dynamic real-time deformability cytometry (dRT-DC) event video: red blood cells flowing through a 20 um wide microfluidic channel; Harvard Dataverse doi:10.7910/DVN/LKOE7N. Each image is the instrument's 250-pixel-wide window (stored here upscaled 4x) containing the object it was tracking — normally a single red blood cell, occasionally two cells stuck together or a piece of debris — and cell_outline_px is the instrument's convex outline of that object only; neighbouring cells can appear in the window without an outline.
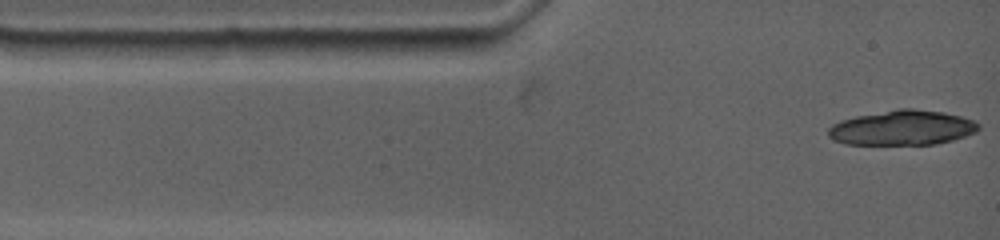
{"species": "common noctule bat (a hibernating species)", "species_latin": "Nyctalus noctula", "temperature_condition": "warm", "stored_images_in_passage": 3, "camera_frame_rate_fps": 4500, "um_per_image_px": 0.085, "animal": {"sex": "female", "body_mass_g": 19.0, "forearm_length_mm": 53.3}, "frame": {"image": 1, "passage_image": 1, "time_ms": 0.0, "image_size_px": [1000, 240], "cell_outline_px": [[980, 128], [976, 132], [952, 140], [936, 144], [844, 144], [828, 136], [828, 128], [832, 124], [840, 120], [856, 116], [896, 108], [912, 108], [944, 112], [976, 120], [980, 124]], "centroid_in_image_um": [76.71, 10.85], "position_along_channel_um": 8.3, "area_um2": 30.69}}